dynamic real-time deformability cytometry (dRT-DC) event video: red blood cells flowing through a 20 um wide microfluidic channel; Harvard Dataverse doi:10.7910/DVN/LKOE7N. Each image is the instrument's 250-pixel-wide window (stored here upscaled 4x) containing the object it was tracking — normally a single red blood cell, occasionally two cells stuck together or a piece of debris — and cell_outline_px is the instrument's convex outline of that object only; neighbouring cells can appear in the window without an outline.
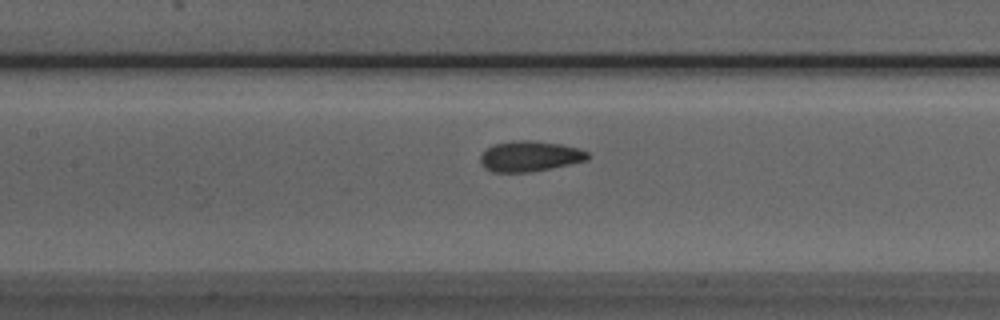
{"species": "Egyptian fruit bat (a non-hibernating species)", "species_latin": "Rousettus aegyptiacus", "temperature_condition": "room temperature", "stored_images_in_passage": 36, "camera_frame_rate_fps": 3000, "um_per_image_px": 0.085, "animal": {"sex": "male"}, "frame": {"image": 1, "passage_image": 10, "time_ms": 3.0, "image_size_px": [1000, 320], "cell_outline_px": [[592, 156], [588, 160], [528, 172], [492, 172], [484, 168], [480, 164], [480, 156], [488, 148], [496, 144], [516, 140], [532, 140], [560, 144], [580, 148], [588, 152]], "centroid_in_image_um": [45.05, 13.28], "position_along_channel_um": 162.4, "area_um2": 19.02}}
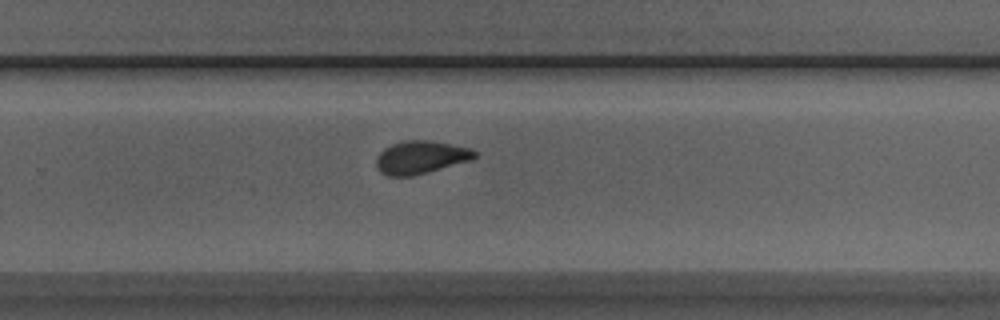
{"frame": {"image": 2, "passage_image": 20, "time_ms": 6.333, "image_size_px": [1000, 320], "cell_outline_px": [[476, 156], [472, 160], [412, 176], [388, 176], [380, 172], [376, 168], [376, 156], [384, 148], [392, 144], [404, 140], [428, 140], [452, 144], [472, 148], [476, 152]], "centroid_in_image_um": [35.75, 13.37], "position_along_channel_um": 294.1, "area_um2": 19.02}}
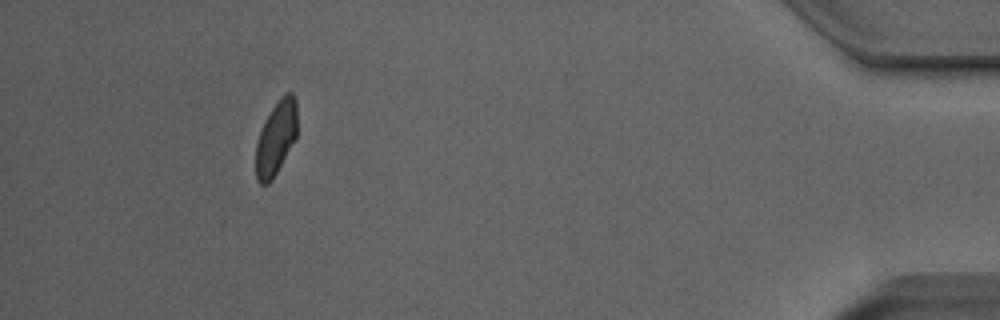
{"frame": {"image": 3, "passage_image": 34, "time_ms": 11.0, "image_size_px": [1000, 320], "cell_outline_px": [[296, 136], [272, 180], [268, 184], [260, 184], [256, 180], [256, 140], [272, 108], [280, 96], [288, 92], [292, 92], [296, 100]], "centroid_in_image_um": [23.44, 11.73], "position_along_channel_um": 411.8, "area_um2": 17.46}, "authors_computed_cell_mechanics": {"area_um2": 19.074, "velocity_mm_per_s": 3.9646, "shape_relaxation_time_tau1_ms": 4.3137, "shape_relaxation_time_tau2_ms": 1.2703, "deformation_change_tau1": 0.1124, "deformation_change_tau2": 0.0506}}